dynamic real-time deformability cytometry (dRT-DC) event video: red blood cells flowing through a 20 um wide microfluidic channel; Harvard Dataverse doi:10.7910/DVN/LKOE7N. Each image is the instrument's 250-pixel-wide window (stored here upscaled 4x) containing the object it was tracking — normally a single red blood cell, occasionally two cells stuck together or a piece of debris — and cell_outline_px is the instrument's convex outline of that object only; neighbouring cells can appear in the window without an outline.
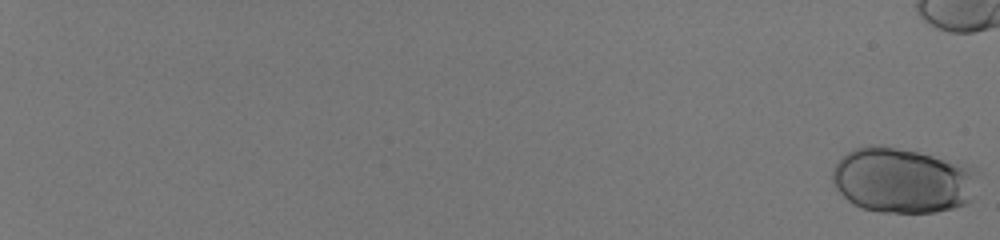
{"species": "human", "species_latin": "Homo sapiens", "temperature_condition": "room temperature", "stored_images_in_passage": 55, "camera_frame_rate_fps": 3000, "um_per_image_px": 0.085, "donor": {"sex": "male"}, "frame": {"image": 1, "passage_image": 1, "time_ms": 0.0, "image_size_px": [1000, 240], "cell_outline_px": [[980, 172], [976, 196], [968, 204], [936, 212], [880, 212], [864, 208], [848, 200], [836, 188], [832, 180], [832, 168], [840, 156], [856, 148], [872, 144], [880, 144], [972, 164]], "centroid_in_image_um": [76.81, 15.31], "position_along_channel_um": 8.2, "area_um2": 56.53}}